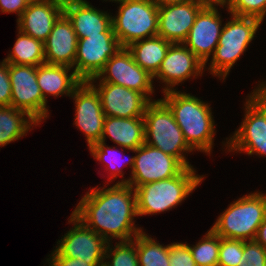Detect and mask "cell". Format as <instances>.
Instances as JSON below:
<instances>
[{"mask_svg": "<svg viewBox=\"0 0 266 266\" xmlns=\"http://www.w3.org/2000/svg\"><path fill=\"white\" fill-rule=\"evenodd\" d=\"M72 214L107 242L110 238L131 241L143 232L132 221L138 216L136 195L134 188L127 183H116L106 189L92 188Z\"/></svg>", "mask_w": 266, "mask_h": 266, "instance_id": "6da1fadb", "label": "cell"}, {"mask_svg": "<svg viewBox=\"0 0 266 266\" xmlns=\"http://www.w3.org/2000/svg\"><path fill=\"white\" fill-rule=\"evenodd\" d=\"M161 99L172 111L187 144L193 149L209 153L213 146L214 121L211 107L193 95L171 90Z\"/></svg>", "mask_w": 266, "mask_h": 266, "instance_id": "7a4b0ae2", "label": "cell"}, {"mask_svg": "<svg viewBox=\"0 0 266 266\" xmlns=\"http://www.w3.org/2000/svg\"><path fill=\"white\" fill-rule=\"evenodd\" d=\"M203 176L186 167L179 175L134 188L137 215L157 214L180 204L200 184Z\"/></svg>", "mask_w": 266, "mask_h": 266, "instance_id": "3957f363", "label": "cell"}, {"mask_svg": "<svg viewBox=\"0 0 266 266\" xmlns=\"http://www.w3.org/2000/svg\"><path fill=\"white\" fill-rule=\"evenodd\" d=\"M143 119L146 144L176 157L185 167H192L183 153L193 149L187 144L172 111L161 99L147 105Z\"/></svg>", "mask_w": 266, "mask_h": 266, "instance_id": "277c9868", "label": "cell"}, {"mask_svg": "<svg viewBox=\"0 0 266 266\" xmlns=\"http://www.w3.org/2000/svg\"><path fill=\"white\" fill-rule=\"evenodd\" d=\"M265 216L266 195L255 192L231 203L211 229L221 238L250 241Z\"/></svg>", "mask_w": 266, "mask_h": 266, "instance_id": "5b68a950", "label": "cell"}, {"mask_svg": "<svg viewBox=\"0 0 266 266\" xmlns=\"http://www.w3.org/2000/svg\"><path fill=\"white\" fill-rule=\"evenodd\" d=\"M261 22L253 17L232 15V19L223 25L218 45L212 55L208 69L211 74L226 78L232 66L255 37Z\"/></svg>", "mask_w": 266, "mask_h": 266, "instance_id": "8992f818", "label": "cell"}, {"mask_svg": "<svg viewBox=\"0 0 266 266\" xmlns=\"http://www.w3.org/2000/svg\"><path fill=\"white\" fill-rule=\"evenodd\" d=\"M120 2L112 27L122 47L158 35V6L152 0H113Z\"/></svg>", "mask_w": 266, "mask_h": 266, "instance_id": "52a82bcc", "label": "cell"}, {"mask_svg": "<svg viewBox=\"0 0 266 266\" xmlns=\"http://www.w3.org/2000/svg\"><path fill=\"white\" fill-rule=\"evenodd\" d=\"M131 151L138 153L134 156L132 176L118 183H127L133 188L177 176L186 168L176 157L146 143Z\"/></svg>", "mask_w": 266, "mask_h": 266, "instance_id": "ba28073f", "label": "cell"}, {"mask_svg": "<svg viewBox=\"0 0 266 266\" xmlns=\"http://www.w3.org/2000/svg\"><path fill=\"white\" fill-rule=\"evenodd\" d=\"M121 48L112 26L100 35L80 38L77 42L73 71L82 81H88L96 77L106 62Z\"/></svg>", "mask_w": 266, "mask_h": 266, "instance_id": "9c48e42d", "label": "cell"}, {"mask_svg": "<svg viewBox=\"0 0 266 266\" xmlns=\"http://www.w3.org/2000/svg\"><path fill=\"white\" fill-rule=\"evenodd\" d=\"M11 106L27 112L38 123L48 116L46 100L37 83V67L9 64Z\"/></svg>", "mask_w": 266, "mask_h": 266, "instance_id": "30bf717a", "label": "cell"}, {"mask_svg": "<svg viewBox=\"0 0 266 266\" xmlns=\"http://www.w3.org/2000/svg\"><path fill=\"white\" fill-rule=\"evenodd\" d=\"M97 79H100V82L121 85L142 93L151 102V98L148 96L154 92L152 85L153 76L134 61L127 47H122L106 62L98 75L88 81H95Z\"/></svg>", "mask_w": 266, "mask_h": 266, "instance_id": "8fae6325", "label": "cell"}, {"mask_svg": "<svg viewBox=\"0 0 266 266\" xmlns=\"http://www.w3.org/2000/svg\"><path fill=\"white\" fill-rule=\"evenodd\" d=\"M70 222L74 224V228L58 241L59 245L51 253V256L78 258L90 265L103 263L108 242L95 231L86 227L73 214L70 216Z\"/></svg>", "mask_w": 266, "mask_h": 266, "instance_id": "7c38bea8", "label": "cell"}, {"mask_svg": "<svg viewBox=\"0 0 266 266\" xmlns=\"http://www.w3.org/2000/svg\"><path fill=\"white\" fill-rule=\"evenodd\" d=\"M246 100L245 117L240 128L228 142L229 151L266 155V108L250 94Z\"/></svg>", "mask_w": 266, "mask_h": 266, "instance_id": "4fadbf2b", "label": "cell"}, {"mask_svg": "<svg viewBox=\"0 0 266 266\" xmlns=\"http://www.w3.org/2000/svg\"><path fill=\"white\" fill-rule=\"evenodd\" d=\"M75 99V125L85 134L90 147L101 141L105 115L96 89L88 82L82 81L71 95Z\"/></svg>", "mask_w": 266, "mask_h": 266, "instance_id": "5bb4252c", "label": "cell"}, {"mask_svg": "<svg viewBox=\"0 0 266 266\" xmlns=\"http://www.w3.org/2000/svg\"><path fill=\"white\" fill-rule=\"evenodd\" d=\"M98 92L105 116L120 118L143 117L150 101L137 91L121 85L99 82V87L88 81Z\"/></svg>", "mask_w": 266, "mask_h": 266, "instance_id": "9a60e30c", "label": "cell"}, {"mask_svg": "<svg viewBox=\"0 0 266 266\" xmlns=\"http://www.w3.org/2000/svg\"><path fill=\"white\" fill-rule=\"evenodd\" d=\"M205 64L183 43L171 44L168 48L161 67L153 77L162 80L166 86L163 93L173 90L172 87L178 85L191 76L202 74Z\"/></svg>", "mask_w": 266, "mask_h": 266, "instance_id": "2e32d148", "label": "cell"}, {"mask_svg": "<svg viewBox=\"0 0 266 266\" xmlns=\"http://www.w3.org/2000/svg\"><path fill=\"white\" fill-rule=\"evenodd\" d=\"M221 22L216 7H203L197 14L194 24L183 42L205 65L218 45L223 28Z\"/></svg>", "mask_w": 266, "mask_h": 266, "instance_id": "e0dca14e", "label": "cell"}, {"mask_svg": "<svg viewBox=\"0 0 266 266\" xmlns=\"http://www.w3.org/2000/svg\"><path fill=\"white\" fill-rule=\"evenodd\" d=\"M202 5L193 0L158 7V36L174 43H183Z\"/></svg>", "mask_w": 266, "mask_h": 266, "instance_id": "ac0fdd59", "label": "cell"}, {"mask_svg": "<svg viewBox=\"0 0 266 266\" xmlns=\"http://www.w3.org/2000/svg\"><path fill=\"white\" fill-rule=\"evenodd\" d=\"M63 13L64 0H43L28 4L17 19L18 30L44 43Z\"/></svg>", "mask_w": 266, "mask_h": 266, "instance_id": "d6986e66", "label": "cell"}, {"mask_svg": "<svg viewBox=\"0 0 266 266\" xmlns=\"http://www.w3.org/2000/svg\"><path fill=\"white\" fill-rule=\"evenodd\" d=\"M78 38L71 21L63 13L44 42L45 63L74 68Z\"/></svg>", "mask_w": 266, "mask_h": 266, "instance_id": "ffe728a7", "label": "cell"}, {"mask_svg": "<svg viewBox=\"0 0 266 266\" xmlns=\"http://www.w3.org/2000/svg\"><path fill=\"white\" fill-rule=\"evenodd\" d=\"M64 14L71 21L78 39L100 35L112 26V16L95 9L86 0H64Z\"/></svg>", "mask_w": 266, "mask_h": 266, "instance_id": "44dd1931", "label": "cell"}, {"mask_svg": "<svg viewBox=\"0 0 266 266\" xmlns=\"http://www.w3.org/2000/svg\"><path fill=\"white\" fill-rule=\"evenodd\" d=\"M106 135L123 149L135 150L145 143L144 119L106 116L101 141L105 142Z\"/></svg>", "mask_w": 266, "mask_h": 266, "instance_id": "7402d4cb", "label": "cell"}, {"mask_svg": "<svg viewBox=\"0 0 266 266\" xmlns=\"http://www.w3.org/2000/svg\"><path fill=\"white\" fill-rule=\"evenodd\" d=\"M72 67L65 65L43 63L37 66V83L40 87L43 98L47 101V94L58 97L66 94L72 95L75 88L82 80L71 72Z\"/></svg>", "mask_w": 266, "mask_h": 266, "instance_id": "603a6c76", "label": "cell"}, {"mask_svg": "<svg viewBox=\"0 0 266 266\" xmlns=\"http://www.w3.org/2000/svg\"><path fill=\"white\" fill-rule=\"evenodd\" d=\"M171 44V42L157 35L136 41L130 44L127 49L131 52L134 61L154 77L160 69Z\"/></svg>", "mask_w": 266, "mask_h": 266, "instance_id": "cb8c5ba5", "label": "cell"}, {"mask_svg": "<svg viewBox=\"0 0 266 266\" xmlns=\"http://www.w3.org/2000/svg\"><path fill=\"white\" fill-rule=\"evenodd\" d=\"M36 124L39 123L27 112L12 106H0V147L19 140Z\"/></svg>", "mask_w": 266, "mask_h": 266, "instance_id": "d4e9b609", "label": "cell"}, {"mask_svg": "<svg viewBox=\"0 0 266 266\" xmlns=\"http://www.w3.org/2000/svg\"><path fill=\"white\" fill-rule=\"evenodd\" d=\"M13 51L4 59L8 64L38 66L45 63L44 43L19 30Z\"/></svg>", "mask_w": 266, "mask_h": 266, "instance_id": "484cf974", "label": "cell"}, {"mask_svg": "<svg viewBox=\"0 0 266 266\" xmlns=\"http://www.w3.org/2000/svg\"><path fill=\"white\" fill-rule=\"evenodd\" d=\"M139 266H169V245L162 246L141 232L136 236Z\"/></svg>", "mask_w": 266, "mask_h": 266, "instance_id": "4316f807", "label": "cell"}, {"mask_svg": "<svg viewBox=\"0 0 266 266\" xmlns=\"http://www.w3.org/2000/svg\"><path fill=\"white\" fill-rule=\"evenodd\" d=\"M197 266H217L219 260L220 236L210 229L196 245L189 246Z\"/></svg>", "mask_w": 266, "mask_h": 266, "instance_id": "83f0119b", "label": "cell"}, {"mask_svg": "<svg viewBox=\"0 0 266 266\" xmlns=\"http://www.w3.org/2000/svg\"><path fill=\"white\" fill-rule=\"evenodd\" d=\"M135 239V242H134ZM131 241H120L114 249L107 243L105 250V259L111 258V262H104L107 266H139L136 249V237ZM113 250V251H112ZM110 253V254H109Z\"/></svg>", "mask_w": 266, "mask_h": 266, "instance_id": "f1b7e54d", "label": "cell"}, {"mask_svg": "<svg viewBox=\"0 0 266 266\" xmlns=\"http://www.w3.org/2000/svg\"><path fill=\"white\" fill-rule=\"evenodd\" d=\"M229 13L241 17H253L263 21L266 15V0H228Z\"/></svg>", "mask_w": 266, "mask_h": 266, "instance_id": "f546056e", "label": "cell"}, {"mask_svg": "<svg viewBox=\"0 0 266 266\" xmlns=\"http://www.w3.org/2000/svg\"><path fill=\"white\" fill-rule=\"evenodd\" d=\"M217 266H238L243 256V241L221 238Z\"/></svg>", "mask_w": 266, "mask_h": 266, "instance_id": "4dcf8cb0", "label": "cell"}, {"mask_svg": "<svg viewBox=\"0 0 266 266\" xmlns=\"http://www.w3.org/2000/svg\"><path fill=\"white\" fill-rule=\"evenodd\" d=\"M114 149L115 148H113V147H107L106 146V143L105 142H103V141H99V142H97L96 144H93V145H91L90 147H89V150H90V152H91V154H92V156L97 160V161H102V162H106L107 160V162H106V165H107V167H108V169H110L111 170V167H112V170H111V175H110V180L109 181H111L113 178L114 179H116L117 178V176L119 175V174H121L120 176H122L123 177V175H122V171H121V168L119 167V168H117L115 165H119V163L117 164V160H114L115 159V157H117V151L114 153ZM108 153H110V154H108ZM109 155V156H108ZM115 156V157H114ZM116 163H115V162ZM129 165H131V168H133V165H134V157H132V158H130L129 160ZM108 163V164H107ZM113 166H115L114 168H113ZM120 166V165H119ZM115 171V172H114Z\"/></svg>", "mask_w": 266, "mask_h": 266, "instance_id": "1f68e13d", "label": "cell"}, {"mask_svg": "<svg viewBox=\"0 0 266 266\" xmlns=\"http://www.w3.org/2000/svg\"><path fill=\"white\" fill-rule=\"evenodd\" d=\"M238 266H266V249L255 240L243 241V256Z\"/></svg>", "mask_w": 266, "mask_h": 266, "instance_id": "d6a6232c", "label": "cell"}, {"mask_svg": "<svg viewBox=\"0 0 266 266\" xmlns=\"http://www.w3.org/2000/svg\"><path fill=\"white\" fill-rule=\"evenodd\" d=\"M169 266H197L186 243L169 245Z\"/></svg>", "mask_w": 266, "mask_h": 266, "instance_id": "836d02e7", "label": "cell"}, {"mask_svg": "<svg viewBox=\"0 0 266 266\" xmlns=\"http://www.w3.org/2000/svg\"><path fill=\"white\" fill-rule=\"evenodd\" d=\"M0 106H11L9 64L4 60L0 64Z\"/></svg>", "mask_w": 266, "mask_h": 266, "instance_id": "e575fe53", "label": "cell"}, {"mask_svg": "<svg viewBox=\"0 0 266 266\" xmlns=\"http://www.w3.org/2000/svg\"><path fill=\"white\" fill-rule=\"evenodd\" d=\"M25 0H0V9L3 13H17L18 18L27 8Z\"/></svg>", "mask_w": 266, "mask_h": 266, "instance_id": "d590c367", "label": "cell"}, {"mask_svg": "<svg viewBox=\"0 0 266 266\" xmlns=\"http://www.w3.org/2000/svg\"><path fill=\"white\" fill-rule=\"evenodd\" d=\"M52 259V260H51ZM51 265L49 266H97L90 265L85 261H82L78 258L65 257V256H52L48 259Z\"/></svg>", "mask_w": 266, "mask_h": 266, "instance_id": "8d00e7d4", "label": "cell"}, {"mask_svg": "<svg viewBox=\"0 0 266 266\" xmlns=\"http://www.w3.org/2000/svg\"><path fill=\"white\" fill-rule=\"evenodd\" d=\"M254 240L266 249V216L258 227V231Z\"/></svg>", "mask_w": 266, "mask_h": 266, "instance_id": "74e56055", "label": "cell"}, {"mask_svg": "<svg viewBox=\"0 0 266 266\" xmlns=\"http://www.w3.org/2000/svg\"><path fill=\"white\" fill-rule=\"evenodd\" d=\"M258 89H255L252 95L266 108V83L258 85Z\"/></svg>", "mask_w": 266, "mask_h": 266, "instance_id": "f35d334b", "label": "cell"}, {"mask_svg": "<svg viewBox=\"0 0 266 266\" xmlns=\"http://www.w3.org/2000/svg\"><path fill=\"white\" fill-rule=\"evenodd\" d=\"M195 3L202 5L203 7H215L227 5L228 0H193ZM215 5V6H214Z\"/></svg>", "mask_w": 266, "mask_h": 266, "instance_id": "ab89813d", "label": "cell"}, {"mask_svg": "<svg viewBox=\"0 0 266 266\" xmlns=\"http://www.w3.org/2000/svg\"><path fill=\"white\" fill-rule=\"evenodd\" d=\"M158 7L170 4H181L189 0H152Z\"/></svg>", "mask_w": 266, "mask_h": 266, "instance_id": "60d3db41", "label": "cell"}, {"mask_svg": "<svg viewBox=\"0 0 266 266\" xmlns=\"http://www.w3.org/2000/svg\"><path fill=\"white\" fill-rule=\"evenodd\" d=\"M27 2V4H32V3H38L41 2L43 0H25Z\"/></svg>", "mask_w": 266, "mask_h": 266, "instance_id": "b9f144b4", "label": "cell"}, {"mask_svg": "<svg viewBox=\"0 0 266 266\" xmlns=\"http://www.w3.org/2000/svg\"><path fill=\"white\" fill-rule=\"evenodd\" d=\"M97 266H107V265L103 262V263H101V264H99Z\"/></svg>", "mask_w": 266, "mask_h": 266, "instance_id": "7bdbcfd3", "label": "cell"}]
</instances>
